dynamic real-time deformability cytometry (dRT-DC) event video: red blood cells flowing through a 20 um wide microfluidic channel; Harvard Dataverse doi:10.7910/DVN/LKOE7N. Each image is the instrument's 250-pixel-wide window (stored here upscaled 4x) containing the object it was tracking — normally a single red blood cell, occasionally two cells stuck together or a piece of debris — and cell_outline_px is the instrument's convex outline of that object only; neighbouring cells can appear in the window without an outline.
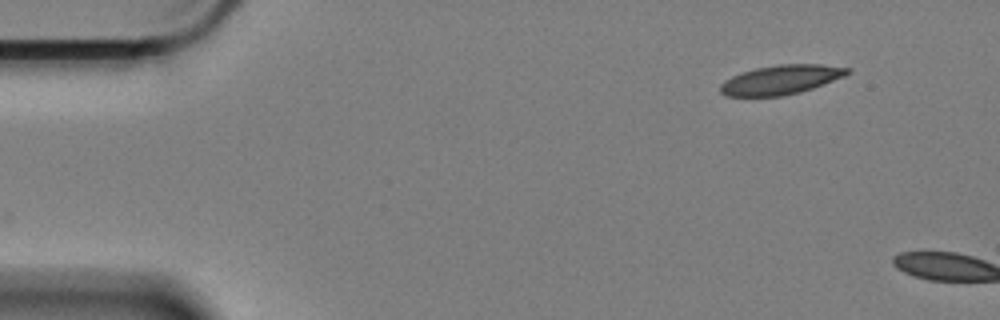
{"species": "Egyptian fruit bat (a non-hibernating species)", "species_latin": "Rousettus aegyptiacus", "temperature_condition": "cold", "stored_images_in_passage": 3, "camera_frame_rate_fps": 3000, "um_per_image_px": 0.085, "animal": {"sex": "female"}, "frame": {"image": 1, "passage_image": 1, "time_ms": 0.0, "image_size_px": [1000, 320], "cell_outline_px": [[852, 72], [844, 76], [812, 88], [800, 92], [780, 96], [728, 96], [720, 92], [720, 84], [724, 80], [740, 72], [756, 68], [776, 64], [820, 64], [852, 68]], "centroid_in_image_um": [66.38, 6.76], "position_along_channel_um": 18.6, "area_um2": 21.73}}